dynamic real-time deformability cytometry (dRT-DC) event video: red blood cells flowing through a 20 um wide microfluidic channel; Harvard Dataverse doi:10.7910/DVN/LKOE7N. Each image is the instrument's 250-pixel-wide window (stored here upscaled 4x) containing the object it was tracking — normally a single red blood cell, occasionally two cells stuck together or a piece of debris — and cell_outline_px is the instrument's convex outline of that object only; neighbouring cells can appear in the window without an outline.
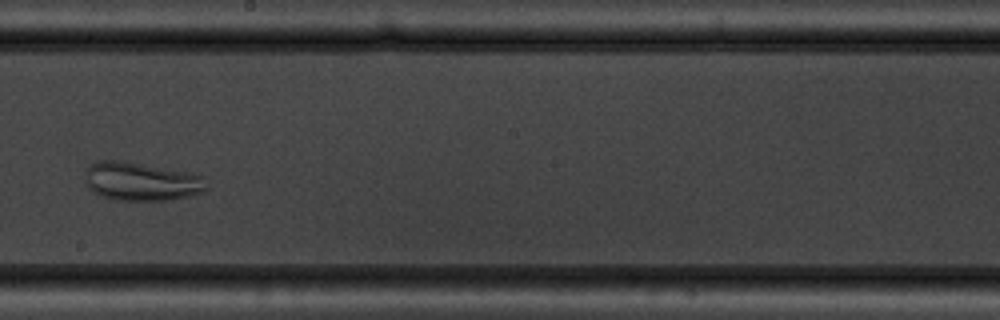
{"species": "common noctule bat (a hibernating species)", "species_latin": "Nyctalus noctula", "temperature_condition": "warm", "stored_images_in_passage": 8, "camera_frame_rate_fps": 3000, "um_per_image_px": 0.085, "animal": {"sex": "male", "body_mass_g": 19.5, "forearm_length_mm": 54.6}, "frame": {"image": 1, "passage_image": 8, "time_ms": 8.0, "image_size_px": [1000, 320], "cell_outline_px": [[208, 188], [200, 192], [188, 196], [172, 200], [116, 200], [104, 196], [88, 188], [84, 172], [92, 164], [100, 160], [116, 160], [192, 172], [204, 176]], "centroid_in_image_um": [12.05, 15.42], "position_along_channel_um": 236.2, "area_um2": 27.11}}